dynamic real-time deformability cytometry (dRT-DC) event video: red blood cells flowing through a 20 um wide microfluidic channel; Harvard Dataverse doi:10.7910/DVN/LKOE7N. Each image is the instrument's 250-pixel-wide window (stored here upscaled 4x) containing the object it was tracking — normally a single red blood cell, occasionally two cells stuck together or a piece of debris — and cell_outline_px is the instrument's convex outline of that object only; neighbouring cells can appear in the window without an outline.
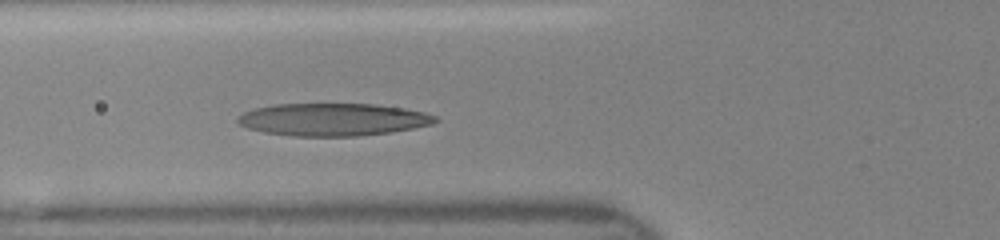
{"species": "human", "species_latin": "Homo sapiens", "temperature_condition": "room temperature", "stored_images_in_passage": 34, "camera_frame_rate_fps": 3000, "um_per_image_px": 0.085, "donor": {"sex": "female"}, "frame": {"image": 1, "passage_image": 13, "time_ms": 4.0, "image_size_px": [1000, 240], "cell_outline_px": [[436, 120], [432, 124], [392, 132], [356, 136], [296, 136], [264, 132], [248, 128], [240, 124], [236, 120], [236, 116], [252, 108], [276, 104], [372, 104], [404, 108], [424, 112], [436, 116]], "centroid_in_image_um": [28.26, 10.15], "position_along_channel_um": 97.5, "area_um2": 37.4}}
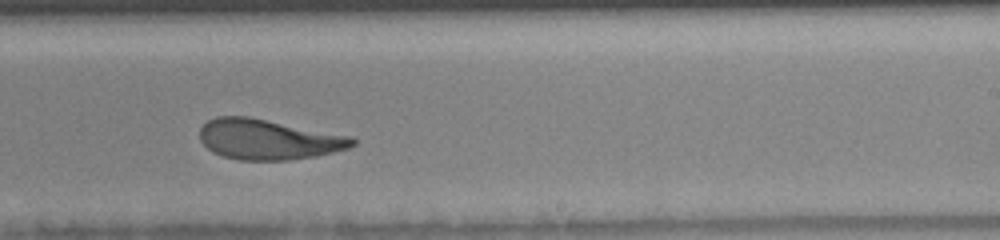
{"frame": {"image": 2, "passage_image": 25, "time_ms": 8.0, "image_size_px": [1000, 240], "cell_outline_px": [[356, 144], [348, 148], [316, 156], [288, 160], [240, 160], [224, 156], [212, 152], [200, 140], [200, 128], [208, 120], [216, 116], [248, 116], [352, 136], [356, 140]], "centroid_in_image_um": [22.81, 11.84], "position_along_channel_um": 266.2, "area_um2": 35.84}}
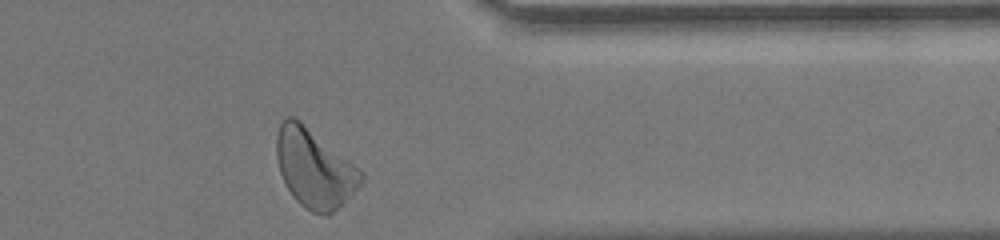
{"frame": {"image": 3, "passage_image": 34, "time_ms": 11.0, "image_size_px": [1000, 240], "cell_outline_px": [[364, 180], [328, 216], [312, 212], [304, 208], [292, 196], [280, 172], [276, 156], [276, 136], [280, 124], [284, 116], [296, 116], [360, 168], [364, 172]], "centroid_in_image_um": [26.7, 14.26], "position_along_channel_um": 384.7, "area_um2": 38.73}}